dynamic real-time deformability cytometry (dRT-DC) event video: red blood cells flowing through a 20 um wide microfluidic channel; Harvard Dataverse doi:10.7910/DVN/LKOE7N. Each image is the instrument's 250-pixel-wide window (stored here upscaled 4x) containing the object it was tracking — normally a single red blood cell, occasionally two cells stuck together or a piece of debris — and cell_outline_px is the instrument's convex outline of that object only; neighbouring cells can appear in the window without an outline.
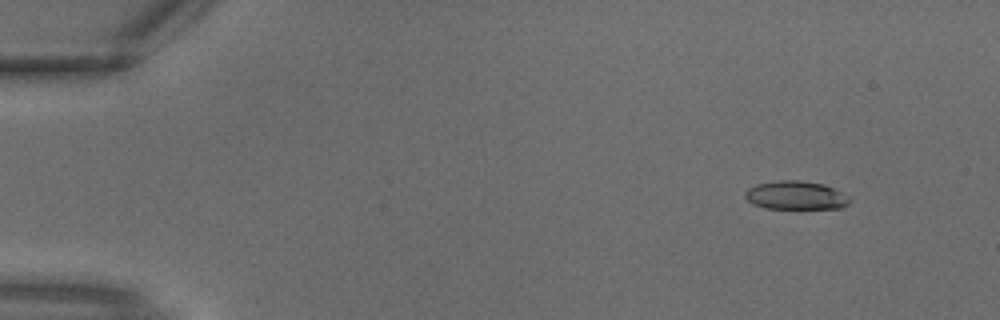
{"species": "common noctule bat (a hibernating species)", "species_latin": "Nyctalus noctula", "temperature_condition": "warm", "stored_images_in_passage": 3, "camera_frame_rate_fps": 3000, "um_per_image_px": 0.085, "animal": {"sex": "male", "body_mass_g": 18.8}, "frame": {"image": 1, "passage_image": 1, "time_ms": 0.0, "image_size_px": [1000, 320], "cell_outline_px": [[852, 200], [848, 204], [840, 208], [764, 208], [752, 204], [744, 196], [744, 192], [748, 188], [756, 184], [776, 180], [800, 180], [824, 184], [848, 196]], "centroid_in_image_um": [67.61, 16.6], "position_along_channel_um": 17.4, "area_um2": 17.4}}